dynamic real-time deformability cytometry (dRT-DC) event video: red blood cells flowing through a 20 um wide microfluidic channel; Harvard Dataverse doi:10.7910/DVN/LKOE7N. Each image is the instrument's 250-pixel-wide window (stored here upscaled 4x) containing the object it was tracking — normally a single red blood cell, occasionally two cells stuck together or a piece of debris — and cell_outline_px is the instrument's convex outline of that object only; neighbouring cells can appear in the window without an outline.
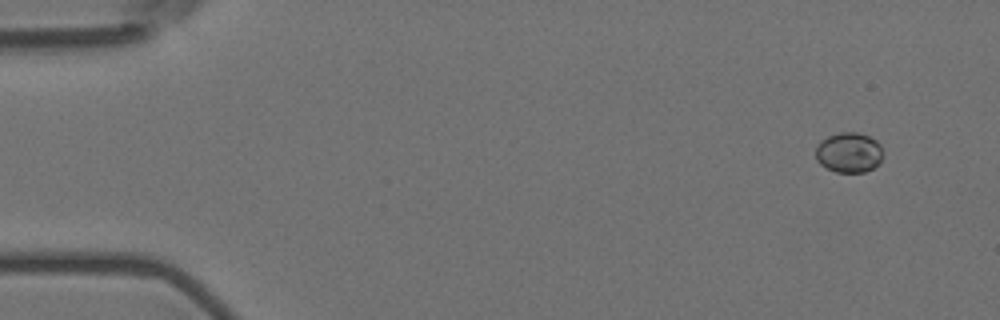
{"species": "Egyptian fruit bat (a non-hibernating species)", "species_latin": "Rousettus aegyptiacus", "temperature_condition": "room temperature", "stored_images_in_passage": 5, "camera_frame_rate_fps": 3000, "um_per_image_px": 0.085, "animal": {"sex": "female"}, "frame": {"image": 1, "passage_image": 1, "time_ms": 0.0, "image_size_px": [1000, 320], "cell_outline_px": [[884, 156], [872, 168], [864, 172], [836, 172], [820, 164], [816, 160], [816, 148], [820, 140], [828, 136], [840, 132], [860, 132], [876, 140], [880, 144], [884, 152]], "centroid_in_image_um": [72.16, 12.95], "position_along_channel_um": 12.8, "area_um2": 15.84}}
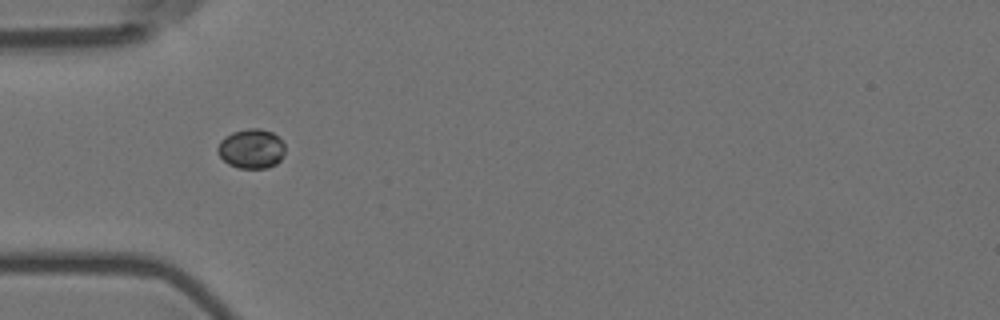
{"frame": {"image": 2, "passage_image": 4, "time_ms": 1.0, "image_size_px": [1000, 320], "cell_outline_px": [[284, 156], [276, 164], [268, 168], [240, 168], [228, 164], [220, 156], [216, 148], [220, 140], [224, 136], [232, 132], [248, 128], [260, 128], [272, 132], [284, 144]], "centroid_in_image_um": [21.35, 12.64], "position_along_channel_um": 63.6, "area_um2": 15.61}}
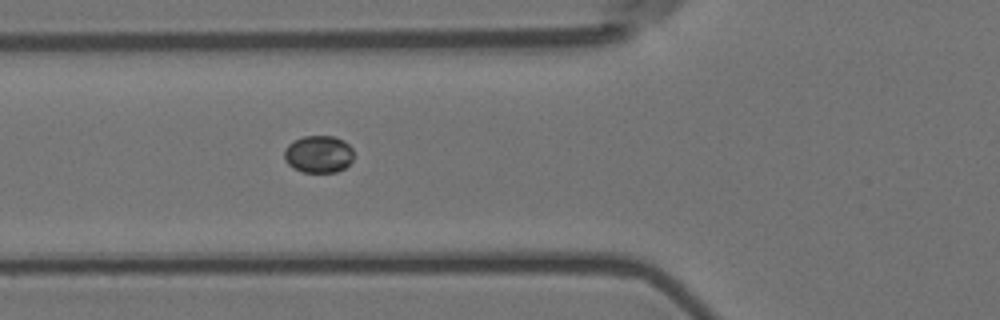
{"frame": {"image": 3, "passage_image": 5, "time_ms": 1.333, "image_size_px": [1000, 320], "cell_outline_px": [[352, 160], [344, 168], [336, 172], [304, 172], [292, 168], [284, 160], [284, 148], [292, 140], [304, 136], [332, 136], [344, 140], [352, 148]], "centroid_in_image_um": [27.04, 13.1], "position_along_channel_um": 98.8, "area_um2": 15.2}}